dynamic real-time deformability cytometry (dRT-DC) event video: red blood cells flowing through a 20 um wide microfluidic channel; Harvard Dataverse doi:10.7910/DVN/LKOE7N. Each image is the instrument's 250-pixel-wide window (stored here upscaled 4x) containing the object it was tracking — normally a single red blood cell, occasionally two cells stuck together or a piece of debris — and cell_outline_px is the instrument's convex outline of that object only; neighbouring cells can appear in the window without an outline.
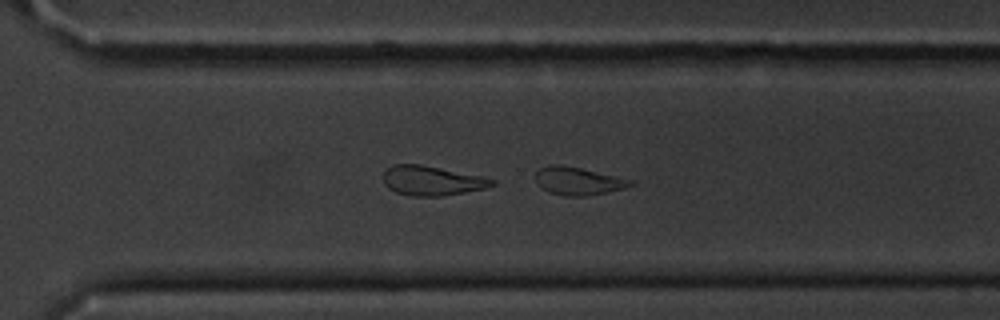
{"species": "common noctule bat (a hibernating species)", "species_latin": "Nyctalus noctula", "temperature_condition": "cold", "stored_images_in_passage": 55, "camera_frame_rate_fps": 3000, "um_per_image_px": 0.085, "animal": {"sex": "male", "body_mass_g": 20.1, "forearm_length_mm": 53.5}, "frame": {"image": 1, "passage_image": 38, "time_ms": 12.333, "image_size_px": [1000, 320], "cell_outline_px": [[636, 184], [624, 188], [608, 192], [584, 196], [564, 196], [548, 192], [540, 188], [536, 180], [536, 172], [540, 168], [548, 164], [560, 164], [580, 168], [616, 176], [632, 180]], "centroid_in_image_um": [49.11, 15.39], "position_along_channel_um": 321.5, "area_um2": 15.49}, "authors_computed_cell_mechanics": {"area_um2": 29.9404, "velocity_mm_per_s": 3.6115, "shape_relaxation_time_tau1_ms": 1.172, "shape_relaxation_time_tau2_ms": 3.3611, "deformation_change_tau1": 0.2715, "deformation_change_tau2": 0.1159}}